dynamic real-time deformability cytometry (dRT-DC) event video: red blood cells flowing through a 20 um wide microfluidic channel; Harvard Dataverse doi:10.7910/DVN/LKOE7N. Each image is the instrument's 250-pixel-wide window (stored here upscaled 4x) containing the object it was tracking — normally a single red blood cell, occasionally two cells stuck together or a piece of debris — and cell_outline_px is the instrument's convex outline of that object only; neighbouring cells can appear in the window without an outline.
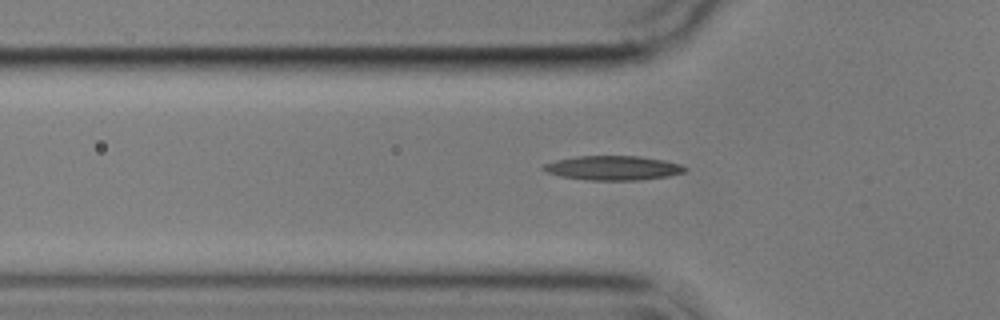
{"species": "common noctule bat (a hibernating species)", "species_latin": "Nyctalus noctula", "temperature_condition": "cold", "stored_images_in_passage": 35, "camera_frame_rate_fps": 3000, "um_per_image_px": 0.085, "animal": {"sex": "male", "body_mass_g": 17.9}, "frame": {"image": 1, "passage_image": 6, "time_ms": 1.667, "image_size_px": [1000, 320], "cell_outline_px": [[688, 168], [684, 172], [668, 176], [640, 180], [588, 180], [560, 176], [548, 172], [540, 168], [544, 164], [556, 160], [576, 156], [636, 156], [664, 160], [680, 164]], "centroid_in_image_um": [52.1, 14.27], "position_along_channel_um": 73.7, "area_um2": 20.0}}
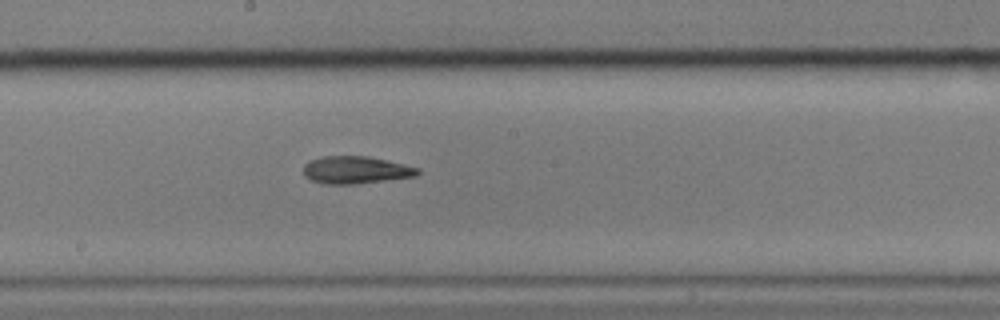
{"frame": {"image": 2, "passage_image": 18, "time_ms": 5.667, "image_size_px": [1000, 320], "cell_outline_px": [[420, 172], [416, 176], [356, 184], [324, 184], [312, 180], [304, 176], [304, 164], [320, 156], [368, 156], [420, 168]], "centroid_in_image_um": [30.23, 14.45], "position_along_channel_um": 218.0, "area_um2": 18.21}}
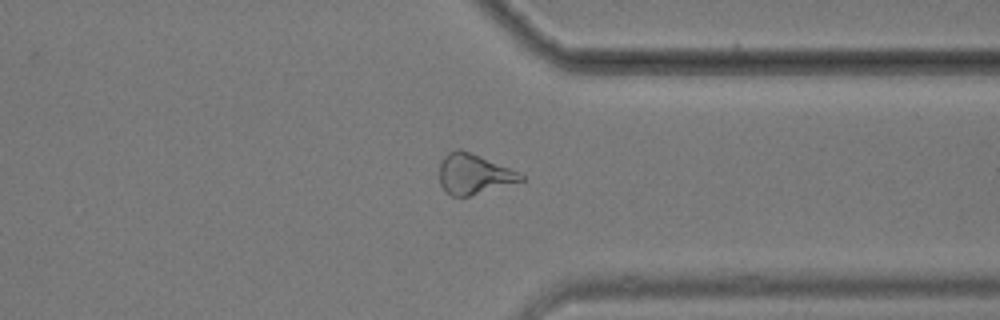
{"frame": {"image": 3, "passage_image": 31, "time_ms": 10.0, "image_size_px": [1000, 320], "cell_outline_px": [[524, 180], [468, 196], [452, 196], [444, 192], [440, 184], [440, 164], [444, 156], [448, 152], [456, 148], [460, 148], [480, 156], [508, 168], [524, 176]], "centroid_in_image_um": [40.21, 14.79], "position_along_channel_um": 371.2, "area_um2": 18.73}, "authors_computed_cell_mechanics": {"area_um2": 18.3226, "velocity_mm_per_s": 3.5797, "shape_relaxation_time_tau1_ms": null, "shape_relaxation_time_tau2_ms": 6.311, "deformation_change_tau1": null, "deformation_change_tau2": 0.1913}}